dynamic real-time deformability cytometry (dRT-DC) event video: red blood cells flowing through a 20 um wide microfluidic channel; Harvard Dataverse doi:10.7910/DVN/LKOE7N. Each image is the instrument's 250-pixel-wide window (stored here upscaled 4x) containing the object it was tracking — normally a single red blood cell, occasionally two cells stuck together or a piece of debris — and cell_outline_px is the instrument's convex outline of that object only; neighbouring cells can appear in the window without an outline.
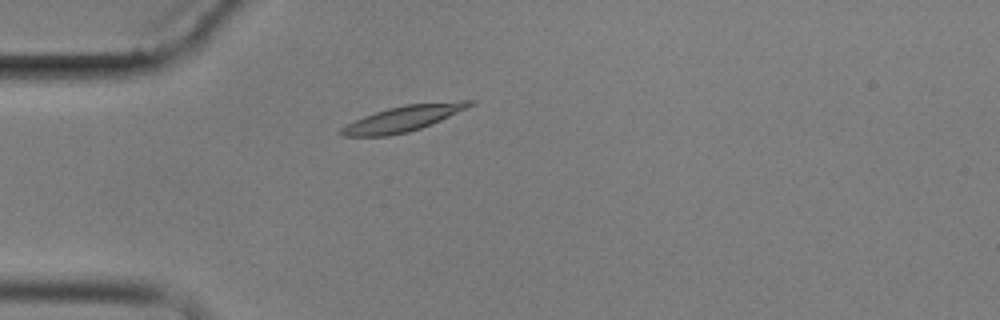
{"species": "common noctule bat (a hibernating species)", "species_latin": "Nyctalus noctula", "temperature_condition": "cold", "stored_images_in_passage": 9, "camera_frame_rate_fps": 3000, "um_per_image_px": 0.085, "animal": {"sex": "male", "body_mass_g": 17.9}, "frame": {"image": 1, "passage_image": 2, "time_ms": 1.333, "image_size_px": [1000, 320], "cell_outline_px": [[476, 104], [432, 124], [408, 132], [388, 136], [344, 136], [340, 132], [340, 128], [344, 124], [364, 116], [388, 108], [404, 104], [460, 100], [476, 100]], "centroid_in_image_um": [34.31, 10.06], "position_along_channel_um": 50.7, "area_um2": 19.42}}
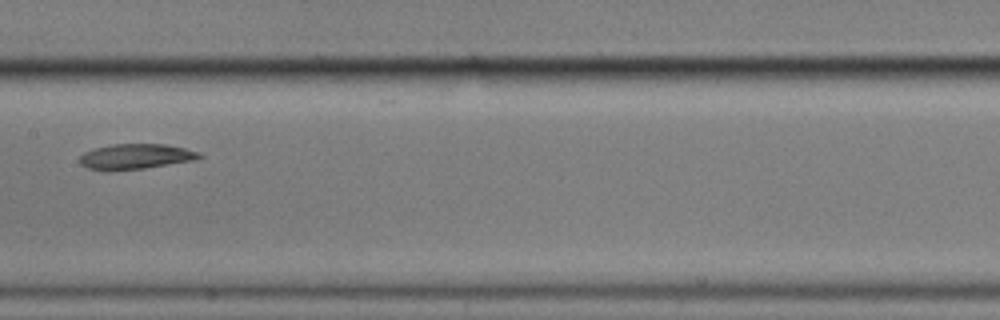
{"frame": {"image": 2, "passage_image": 6, "time_ms": 6.0, "image_size_px": [1000, 320], "cell_outline_px": [[204, 156], [196, 160], [144, 168], [108, 172], [104, 172], [88, 168], [80, 164], [80, 156], [84, 152], [96, 148], [112, 144], [164, 144], [184, 148], [200, 152]], "centroid_in_image_um": [11.52, 13.32], "position_along_channel_um": 195.9, "area_um2": 17.86}}
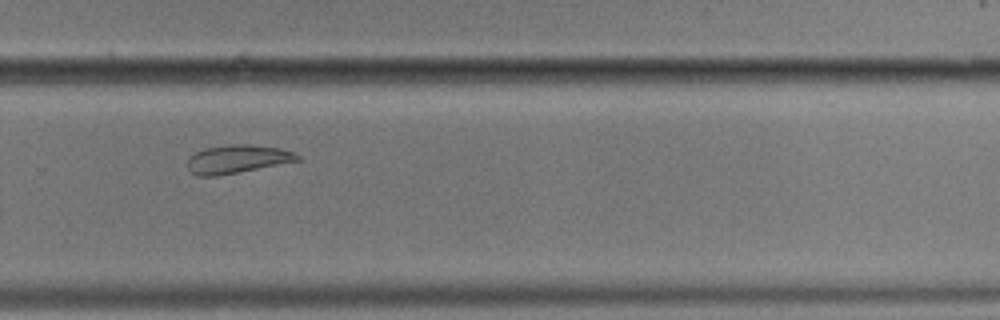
{"frame": {"image": 3, "passage_image": 9, "time_ms": 9.333, "image_size_px": [1000, 320], "cell_outline_px": [[300, 160], [240, 172], [216, 176], [196, 176], [188, 168], [188, 156], [204, 148], [228, 144], [248, 144], [280, 148], [292, 152], [300, 156]], "centroid_in_image_um": [20.13, 13.52], "position_along_channel_um": 309.7, "area_um2": 18.15}}